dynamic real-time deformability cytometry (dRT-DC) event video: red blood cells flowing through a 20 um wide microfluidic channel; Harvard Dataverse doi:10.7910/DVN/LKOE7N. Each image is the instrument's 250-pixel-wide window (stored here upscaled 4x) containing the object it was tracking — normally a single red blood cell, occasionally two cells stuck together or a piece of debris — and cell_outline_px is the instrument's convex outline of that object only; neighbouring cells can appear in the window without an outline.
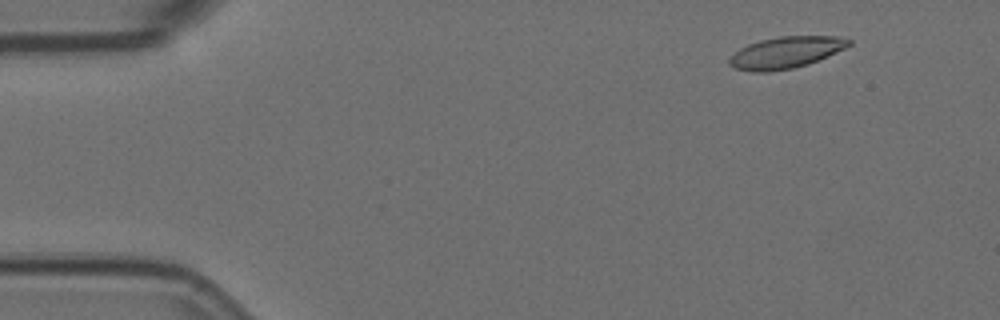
{"species": "Egyptian fruit bat (a non-hibernating species)", "species_latin": "Rousettus aegyptiacus", "temperature_condition": "room temperature", "stored_images_in_passage": 5, "camera_frame_rate_fps": 3000, "um_per_image_px": 0.085, "animal": {"sex": "female"}, "frame": {"image": 1, "passage_image": 2, "time_ms": 0.333, "image_size_px": [1000, 320], "cell_outline_px": [[852, 44], [828, 56], [808, 64], [792, 68], [768, 72], [752, 72], [736, 68], [728, 64], [728, 60], [740, 48], [748, 44], [760, 40], [780, 36], [836, 36], [852, 40]], "centroid_in_image_um": [66.8, 4.46], "position_along_channel_um": 18.2, "area_um2": 21.91}}
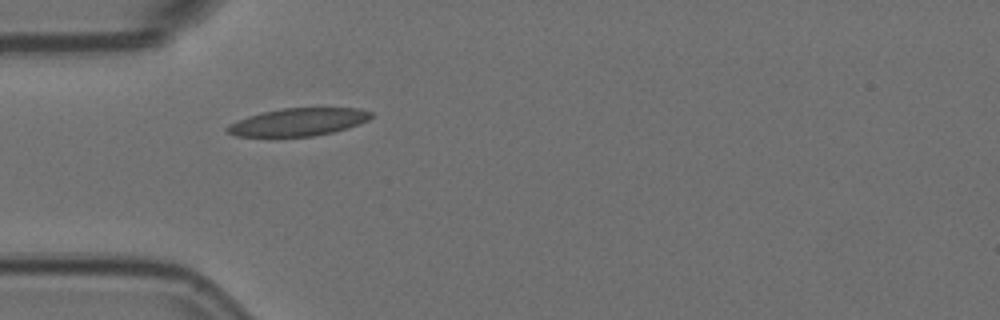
{"frame": {"image": 2, "passage_image": 5, "time_ms": 1.333, "image_size_px": [1000, 320], "cell_outline_px": [[372, 116], [368, 120], [348, 128], [332, 132], [312, 136], [236, 136], [228, 132], [224, 128], [228, 124], [248, 116], [280, 108], [360, 108], [372, 112]], "centroid_in_image_um": [25.36, 10.36], "position_along_channel_um": 59.6, "area_um2": 23.06}}